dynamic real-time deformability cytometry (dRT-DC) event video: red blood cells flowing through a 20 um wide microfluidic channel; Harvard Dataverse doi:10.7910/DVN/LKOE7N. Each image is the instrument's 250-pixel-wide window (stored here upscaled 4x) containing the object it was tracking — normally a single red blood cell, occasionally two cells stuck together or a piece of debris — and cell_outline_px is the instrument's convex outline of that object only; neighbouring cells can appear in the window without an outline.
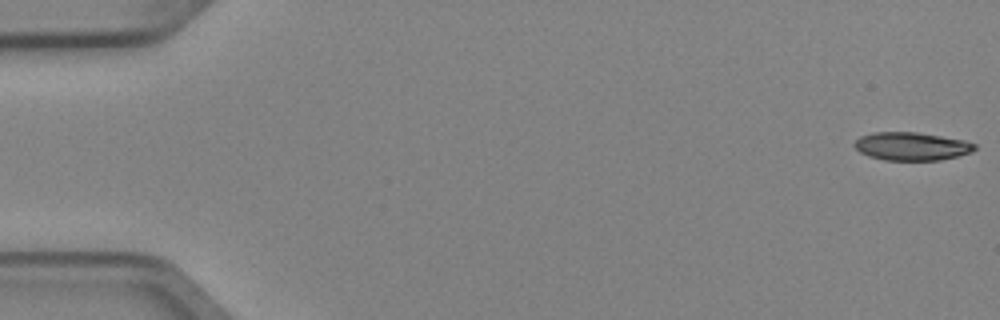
{"species": "Egyptian fruit bat (a non-hibernating species)", "species_latin": "Rousettus aegyptiacus", "temperature_condition": "cold", "stored_images_in_passage": 4, "camera_frame_rate_fps": 3000, "um_per_image_px": 0.085, "animal": {"sex": "female"}, "frame": {"image": 1, "passage_image": 1, "time_ms": 0.0, "image_size_px": [1000, 320], "cell_outline_px": [[976, 148], [972, 152], [960, 156], [940, 160], [884, 160], [868, 156], [860, 152], [852, 144], [860, 136], [876, 132], [916, 132], [964, 140], [976, 144]], "centroid_in_image_um": [77.49, 12.44], "position_along_channel_um": 7.5, "area_um2": 19.77}}
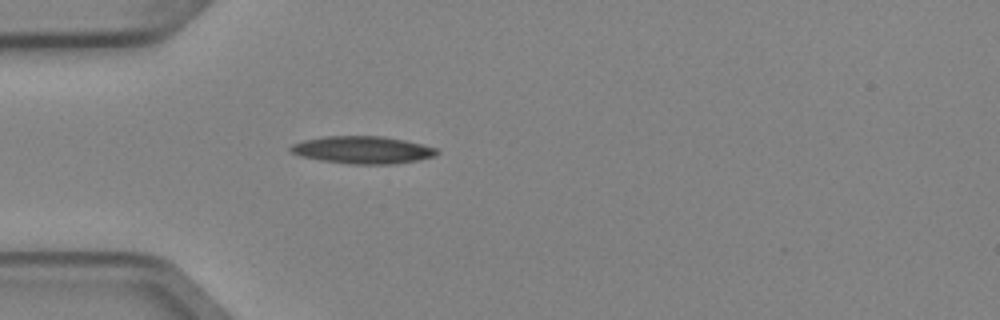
{"frame": {"image": 2, "passage_image": 4, "time_ms": 1.0, "image_size_px": [1000, 320], "cell_outline_px": [[440, 152], [436, 156], [396, 164], [348, 164], [320, 160], [300, 156], [292, 152], [288, 148], [292, 144], [304, 140], [324, 136], [384, 136], [404, 140], [436, 148]], "centroid_in_image_um": [30.81, 12.74], "position_along_channel_um": 54.2, "area_um2": 23.41}}